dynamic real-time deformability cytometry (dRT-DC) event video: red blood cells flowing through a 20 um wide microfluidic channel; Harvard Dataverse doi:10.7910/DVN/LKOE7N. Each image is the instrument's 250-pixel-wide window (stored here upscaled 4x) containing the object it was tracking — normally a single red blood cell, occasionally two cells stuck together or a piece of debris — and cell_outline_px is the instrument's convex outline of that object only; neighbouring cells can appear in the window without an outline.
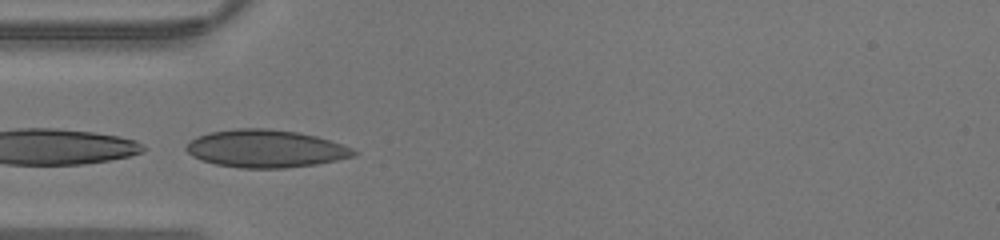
{"species": "human", "species_latin": "Homo sapiens", "temperature_condition": "warm", "stored_images_in_passage": 25, "camera_frame_rate_fps": 3000, "um_per_image_px": 0.085, "donor": {"sex": "male"}, "frame": {"image": 1, "passage_image": 3, "time_ms": 0.667, "image_size_px": [1000, 240], "cell_outline_px": [[360, 152], [356, 156], [316, 164], [284, 168], [240, 168], [216, 164], [192, 156], [184, 148], [196, 136], [212, 132], [236, 128], [268, 128], [296, 132], [316, 136], [352, 148]], "centroid_in_image_um": [22.59, 12.63], "position_along_channel_um": 62.4, "area_um2": 36.59}}
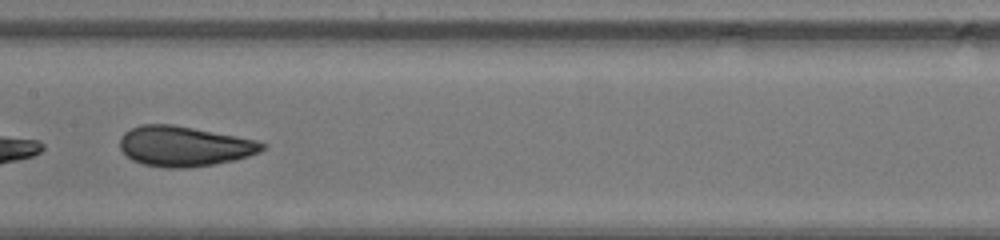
{"frame": {"image": 2, "passage_image": 11, "time_ms": 3.333, "image_size_px": [1000, 240], "cell_outline_px": [[268, 144], [260, 152], [248, 156], [232, 160], [212, 164], [184, 168], [164, 168], [144, 164], [132, 160], [120, 148], [120, 136], [124, 132], [140, 124], [172, 124], [236, 136], [256, 140]], "centroid_in_image_um": [15.64, 12.42], "position_along_channel_um": 191.8, "area_um2": 33.12}}
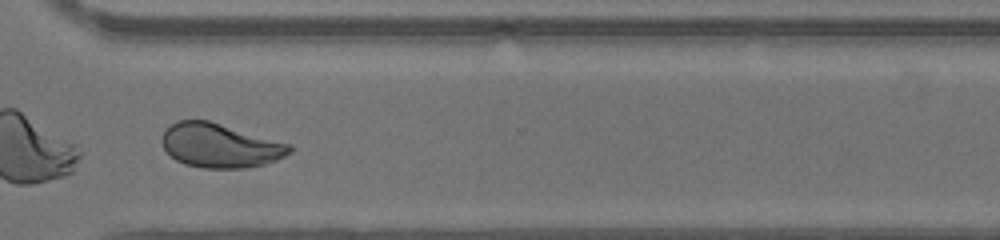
{"frame": {"image": 3, "passage_image": 21, "time_ms": 6.667, "image_size_px": [1000, 240], "cell_outline_px": [[292, 152], [276, 160], [264, 164], [244, 168], [204, 168], [184, 164], [176, 160], [164, 148], [160, 140], [164, 132], [176, 120], [208, 120], [292, 144]], "centroid_in_image_um": [18.71, 12.37], "position_along_channel_um": 351.9, "area_um2": 32.77}}